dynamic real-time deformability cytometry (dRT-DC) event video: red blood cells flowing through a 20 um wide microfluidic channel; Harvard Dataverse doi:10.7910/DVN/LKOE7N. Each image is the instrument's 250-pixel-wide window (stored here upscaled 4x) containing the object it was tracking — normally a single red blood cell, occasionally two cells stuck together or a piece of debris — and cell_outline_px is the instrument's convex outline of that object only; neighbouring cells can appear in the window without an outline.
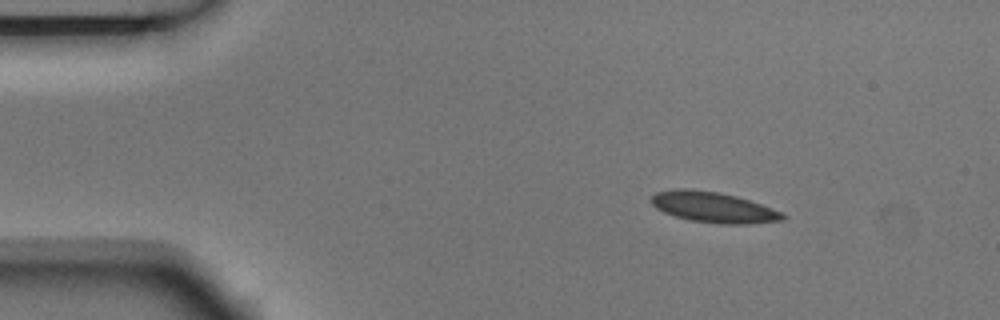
{"species": "Egyptian fruit bat (a non-hibernating species)", "species_latin": "Rousettus aegyptiacus", "temperature_condition": "room temperature", "stored_images_in_passage": 4, "camera_frame_rate_fps": 3000, "um_per_image_px": 0.085, "animal": {"sex": "male"}, "frame": {"image": 1, "passage_image": 2, "time_ms": 0.333, "image_size_px": [1000, 320], "cell_outline_px": [[788, 216], [784, 220], [748, 224], [720, 224], [692, 220], [676, 216], [664, 212], [656, 208], [652, 204], [652, 196], [656, 192], [676, 188], [688, 188], [720, 192], [736, 196], [784, 212]], "centroid_in_image_um": [60.67, 17.61], "position_along_channel_um": 24.3, "area_um2": 23.47}}